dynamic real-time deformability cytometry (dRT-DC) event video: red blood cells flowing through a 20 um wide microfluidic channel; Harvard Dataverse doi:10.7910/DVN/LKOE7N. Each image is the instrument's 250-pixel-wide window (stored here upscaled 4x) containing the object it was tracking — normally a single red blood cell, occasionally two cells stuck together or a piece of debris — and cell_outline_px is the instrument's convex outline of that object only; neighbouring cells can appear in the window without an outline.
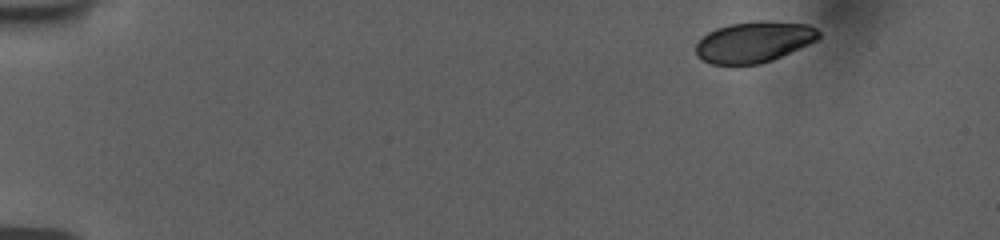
{"species": "human", "species_latin": "Homo sapiens", "temperature_condition": "room temperature", "stored_images_in_passage": 50, "camera_frame_rate_fps": 3000, "um_per_image_px": 0.085, "donor": {"sex": "female"}, "frame": {"image": 1, "passage_image": 1, "time_ms": 0.0, "image_size_px": [1000, 240], "cell_outline_px": [[820, 36], [816, 40], [808, 44], [772, 60], [760, 64], [712, 64], [696, 56], [696, 44], [708, 32], [716, 28], [728, 24], [752, 20], [768, 20], [808, 24], [816, 28], [820, 32]], "centroid_in_image_um": [64.09, 3.54], "position_along_channel_um": 20.9, "area_um2": 29.42}}
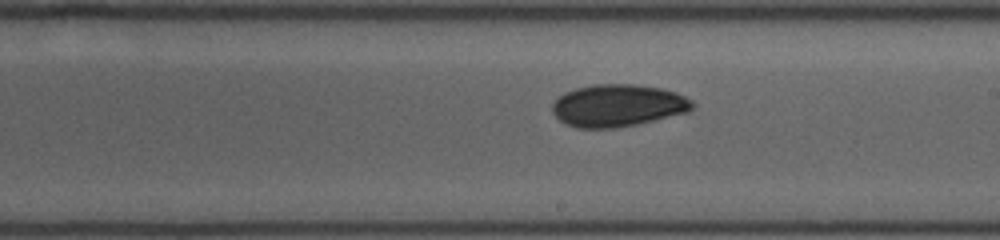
{"frame": {"image": 2, "passage_image": 28, "time_ms": 9.0, "image_size_px": [1000, 240], "cell_outline_px": [[696, 104], [688, 112], [636, 124], [612, 128], [576, 128], [564, 124], [552, 112], [552, 104], [564, 92], [576, 88], [592, 84], [636, 84], [660, 88], [676, 92], [692, 100]], "centroid_in_image_um": [52.51, 8.96], "position_along_channel_um": 236.5, "area_um2": 34.56}}
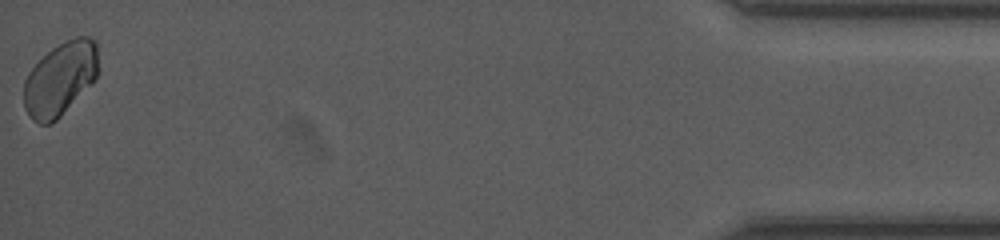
{"frame": {"image": 3, "passage_image": 50, "time_ms": 16.333, "image_size_px": [1000, 240], "cell_outline_px": [[96, 76], [92, 84], [52, 124], [40, 124], [32, 120], [24, 108], [24, 80], [28, 72], [52, 48], [64, 40], [76, 36], [88, 36], [96, 40]], "centroid_in_image_um": [5.1, 6.7], "position_along_channel_um": 430.1, "area_um2": 31.73}, "authors_computed_cell_mechanics": {"area_um2": 32.657, "velocity_mm_per_s": 3.7514, "shape_relaxation_time_tau1_ms": 3.5076, "shape_relaxation_time_tau2_ms": null, "deformation_change_tau1": 0.0528, "deformation_change_tau2": null}}